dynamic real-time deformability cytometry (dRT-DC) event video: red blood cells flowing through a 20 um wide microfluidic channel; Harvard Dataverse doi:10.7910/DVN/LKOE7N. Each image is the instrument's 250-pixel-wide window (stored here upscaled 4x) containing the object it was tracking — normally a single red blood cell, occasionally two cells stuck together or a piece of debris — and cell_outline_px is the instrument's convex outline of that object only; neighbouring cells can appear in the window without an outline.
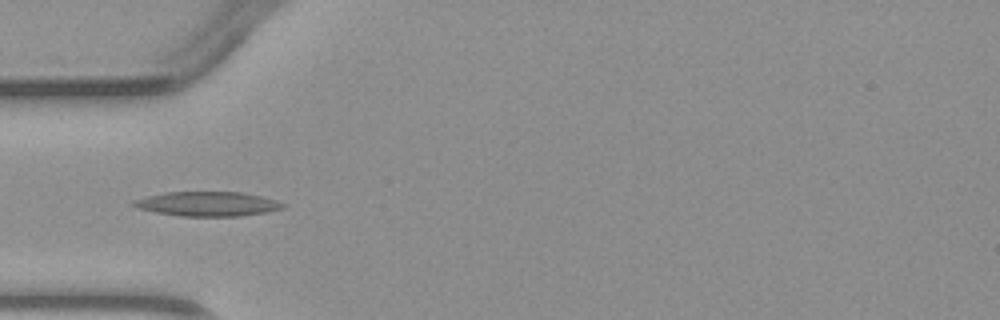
{"species": "common noctule bat (a hibernating species)", "species_latin": "Nyctalus noctula", "temperature_condition": "warm", "stored_images_in_passage": 5, "camera_frame_rate_fps": 3000, "um_per_image_px": 0.085, "animal": {"sex": "male", "body_mass_g": 23.1, "forearm_length_mm": 52.7}, "frame": {"image": 1, "passage_image": 5, "time_ms": 4.667, "image_size_px": [1000, 320], "cell_outline_px": [[288, 204], [284, 208], [264, 212], [240, 216], [180, 216], [156, 212], [140, 208], [128, 204], [132, 200], [164, 192], [244, 192], [264, 196]], "centroid_in_image_um": [17.67, 17.32], "position_along_channel_um": 67.3, "area_um2": 21.44}}